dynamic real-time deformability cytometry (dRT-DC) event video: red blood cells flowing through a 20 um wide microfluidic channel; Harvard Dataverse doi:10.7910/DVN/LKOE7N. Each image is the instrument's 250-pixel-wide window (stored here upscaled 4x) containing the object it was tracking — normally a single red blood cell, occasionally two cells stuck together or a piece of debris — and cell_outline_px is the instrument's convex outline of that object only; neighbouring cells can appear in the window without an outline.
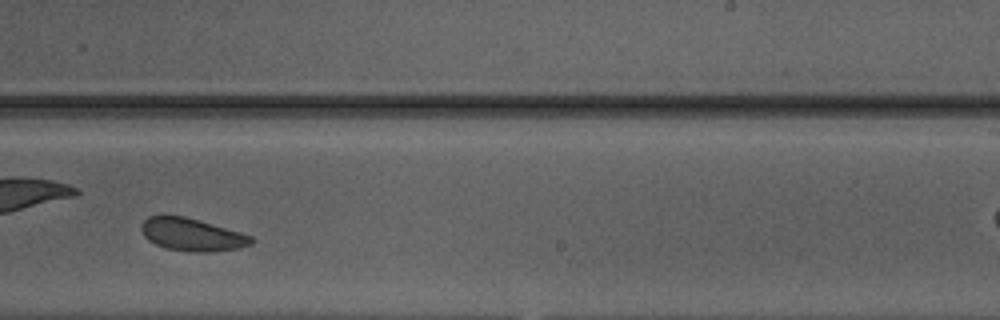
{"species": "Egyptian fruit bat (a non-hibernating species)", "species_latin": "Rousettus aegyptiacus", "temperature_condition": "warm", "stored_images_in_passage": 29, "camera_frame_rate_fps": 3000, "um_per_image_px": 0.085, "animal": {"sex": "male"}, "frame": {"image": 1, "passage_image": 17, "time_ms": 5.333, "image_size_px": [1000, 320], "cell_outline_px": [[256, 240], [252, 244], [236, 248], [212, 252], [192, 252], [168, 248], [156, 244], [148, 240], [144, 236], [140, 228], [140, 224], [148, 216], [184, 216], [240, 232], [252, 236]], "centroid_in_image_um": [16.31, 19.94], "position_along_channel_um": 272.7, "area_um2": 20.75}, "authors_computed_cell_mechanics": {"area_um2": 21.6172, "velocity_mm_per_s": 4.146, "shape_relaxation_time_tau1_ms": 3.0038, "shape_relaxation_time_tau2_ms": 4.1995, "deformation_change_tau1": 0.0508, "deformation_change_tau2": 0.0766}}